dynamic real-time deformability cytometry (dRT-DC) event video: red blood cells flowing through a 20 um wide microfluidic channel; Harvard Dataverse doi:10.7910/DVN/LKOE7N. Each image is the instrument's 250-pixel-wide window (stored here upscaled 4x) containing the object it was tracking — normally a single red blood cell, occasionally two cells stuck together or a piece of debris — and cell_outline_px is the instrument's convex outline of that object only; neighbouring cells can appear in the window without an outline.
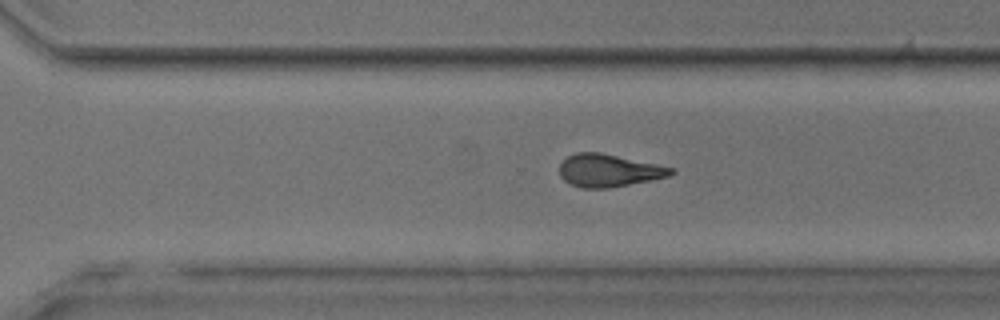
{"species": "common noctule bat (a hibernating species)", "species_latin": "Nyctalus noctula", "temperature_condition": "room temperature", "stored_images_in_passage": 37, "camera_frame_rate_fps": 3000, "um_per_image_px": 0.085, "animal": {"sex": "male", "body_mass_g": 17.9, "forearm_length_mm": 54.2}, "frame": {"image": 1, "passage_image": 32, "time_ms": 10.333, "image_size_px": [1000, 320], "cell_outline_px": [[676, 172], [668, 176], [652, 180], [608, 188], [580, 188], [564, 180], [560, 176], [560, 164], [568, 156], [576, 152], [600, 152], [656, 164], [672, 168]], "centroid_in_image_um": [51.72, 14.49], "position_along_channel_um": 318.9, "area_um2": 21.04}}